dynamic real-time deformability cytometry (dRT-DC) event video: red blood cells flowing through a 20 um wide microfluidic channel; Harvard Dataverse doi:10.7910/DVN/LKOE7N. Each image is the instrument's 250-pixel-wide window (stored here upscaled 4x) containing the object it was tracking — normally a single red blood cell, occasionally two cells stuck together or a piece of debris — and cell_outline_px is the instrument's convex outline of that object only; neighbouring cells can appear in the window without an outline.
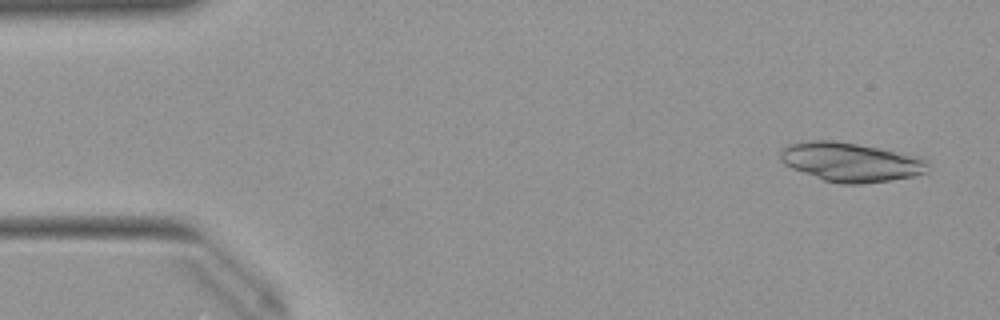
{"species": "Egyptian fruit bat (a non-hibernating species)", "species_latin": "Rousettus aegyptiacus", "temperature_condition": "warm", "stored_images_in_passage": 13, "camera_frame_rate_fps": 3000, "um_per_image_px": 0.085, "animal": {"sex": "female"}, "frame": {"image": 1, "passage_image": 3, "time_ms": 0.667, "image_size_px": [1000, 320], "cell_outline_px": [[932, 164], [928, 172], [912, 176], [892, 180], [864, 184], [840, 184], [824, 180], [792, 168], [784, 164], [780, 160], [780, 148], [788, 144], [800, 140], [832, 140], [880, 148], [920, 156], [928, 160]], "centroid_in_image_um": [72.33, 13.77], "position_along_channel_um": 12.7, "area_um2": 34.16}}